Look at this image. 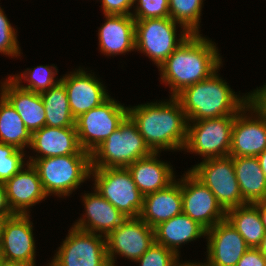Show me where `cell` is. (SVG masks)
Returning <instances> with one entry per match:
<instances>
[{
	"label": "cell",
	"instance_id": "cell-20",
	"mask_svg": "<svg viewBox=\"0 0 266 266\" xmlns=\"http://www.w3.org/2000/svg\"><path fill=\"white\" fill-rule=\"evenodd\" d=\"M0 92L20 115L30 133L46 126V111L40 93L22 89L10 77L1 82Z\"/></svg>",
	"mask_w": 266,
	"mask_h": 266
},
{
	"label": "cell",
	"instance_id": "cell-41",
	"mask_svg": "<svg viewBox=\"0 0 266 266\" xmlns=\"http://www.w3.org/2000/svg\"><path fill=\"white\" fill-rule=\"evenodd\" d=\"M261 169L266 177V149L257 156Z\"/></svg>",
	"mask_w": 266,
	"mask_h": 266
},
{
	"label": "cell",
	"instance_id": "cell-19",
	"mask_svg": "<svg viewBox=\"0 0 266 266\" xmlns=\"http://www.w3.org/2000/svg\"><path fill=\"white\" fill-rule=\"evenodd\" d=\"M7 199L15 214H30V207L40 203L45 194L35 167L27 162L12 178L4 182Z\"/></svg>",
	"mask_w": 266,
	"mask_h": 266
},
{
	"label": "cell",
	"instance_id": "cell-1",
	"mask_svg": "<svg viewBox=\"0 0 266 266\" xmlns=\"http://www.w3.org/2000/svg\"><path fill=\"white\" fill-rule=\"evenodd\" d=\"M223 65L215 42L202 34H191L158 67L162 83L175 97L183 89L209 78Z\"/></svg>",
	"mask_w": 266,
	"mask_h": 266
},
{
	"label": "cell",
	"instance_id": "cell-18",
	"mask_svg": "<svg viewBox=\"0 0 266 266\" xmlns=\"http://www.w3.org/2000/svg\"><path fill=\"white\" fill-rule=\"evenodd\" d=\"M82 197L85 213L73 223L75 228L106 237L127 219L95 189L92 193H84Z\"/></svg>",
	"mask_w": 266,
	"mask_h": 266
},
{
	"label": "cell",
	"instance_id": "cell-24",
	"mask_svg": "<svg viewBox=\"0 0 266 266\" xmlns=\"http://www.w3.org/2000/svg\"><path fill=\"white\" fill-rule=\"evenodd\" d=\"M159 156L160 153L153 152L150 156L136 160L127 167L134 183L144 196L165 189L176 180L172 166L163 160H158Z\"/></svg>",
	"mask_w": 266,
	"mask_h": 266
},
{
	"label": "cell",
	"instance_id": "cell-25",
	"mask_svg": "<svg viewBox=\"0 0 266 266\" xmlns=\"http://www.w3.org/2000/svg\"><path fill=\"white\" fill-rule=\"evenodd\" d=\"M155 243L167 247L180 257L179 247L206 237V230L188 215L181 213L154 227Z\"/></svg>",
	"mask_w": 266,
	"mask_h": 266
},
{
	"label": "cell",
	"instance_id": "cell-37",
	"mask_svg": "<svg viewBox=\"0 0 266 266\" xmlns=\"http://www.w3.org/2000/svg\"><path fill=\"white\" fill-rule=\"evenodd\" d=\"M248 104L266 119V83L248 92Z\"/></svg>",
	"mask_w": 266,
	"mask_h": 266
},
{
	"label": "cell",
	"instance_id": "cell-9",
	"mask_svg": "<svg viewBox=\"0 0 266 266\" xmlns=\"http://www.w3.org/2000/svg\"><path fill=\"white\" fill-rule=\"evenodd\" d=\"M235 116L188 121L187 139L183 151L200 155L202 159L228 156Z\"/></svg>",
	"mask_w": 266,
	"mask_h": 266
},
{
	"label": "cell",
	"instance_id": "cell-29",
	"mask_svg": "<svg viewBox=\"0 0 266 266\" xmlns=\"http://www.w3.org/2000/svg\"><path fill=\"white\" fill-rule=\"evenodd\" d=\"M46 111V126L53 128L75 127L65 86L59 82L40 93Z\"/></svg>",
	"mask_w": 266,
	"mask_h": 266
},
{
	"label": "cell",
	"instance_id": "cell-45",
	"mask_svg": "<svg viewBox=\"0 0 266 266\" xmlns=\"http://www.w3.org/2000/svg\"><path fill=\"white\" fill-rule=\"evenodd\" d=\"M0 266H27L18 262H8V261H4L2 260L0 263Z\"/></svg>",
	"mask_w": 266,
	"mask_h": 266
},
{
	"label": "cell",
	"instance_id": "cell-35",
	"mask_svg": "<svg viewBox=\"0 0 266 266\" xmlns=\"http://www.w3.org/2000/svg\"><path fill=\"white\" fill-rule=\"evenodd\" d=\"M179 258L172 250L154 243L135 262L139 263V266H174Z\"/></svg>",
	"mask_w": 266,
	"mask_h": 266
},
{
	"label": "cell",
	"instance_id": "cell-6",
	"mask_svg": "<svg viewBox=\"0 0 266 266\" xmlns=\"http://www.w3.org/2000/svg\"><path fill=\"white\" fill-rule=\"evenodd\" d=\"M93 189L127 218H138L144 195L137 188L128 168H91Z\"/></svg>",
	"mask_w": 266,
	"mask_h": 266
},
{
	"label": "cell",
	"instance_id": "cell-40",
	"mask_svg": "<svg viewBox=\"0 0 266 266\" xmlns=\"http://www.w3.org/2000/svg\"><path fill=\"white\" fill-rule=\"evenodd\" d=\"M259 208V214L266 232V201L255 203Z\"/></svg>",
	"mask_w": 266,
	"mask_h": 266
},
{
	"label": "cell",
	"instance_id": "cell-23",
	"mask_svg": "<svg viewBox=\"0 0 266 266\" xmlns=\"http://www.w3.org/2000/svg\"><path fill=\"white\" fill-rule=\"evenodd\" d=\"M183 213L181 178L167 188L146 194L139 218L154 228L159 223Z\"/></svg>",
	"mask_w": 266,
	"mask_h": 266
},
{
	"label": "cell",
	"instance_id": "cell-34",
	"mask_svg": "<svg viewBox=\"0 0 266 266\" xmlns=\"http://www.w3.org/2000/svg\"><path fill=\"white\" fill-rule=\"evenodd\" d=\"M134 4V20L169 17V0H134Z\"/></svg>",
	"mask_w": 266,
	"mask_h": 266
},
{
	"label": "cell",
	"instance_id": "cell-44",
	"mask_svg": "<svg viewBox=\"0 0 266 266\" xmlns=\"http://www.w3.org/2000/svg\"><path fill=\"white\" fill-rule=\"evenodd\" d=\"M7 217L0 216V249L2 245V236H3V228H4V222Z\"/></svg>",
	"mask_w": 266,
	"mask_h": 266
},
{
	"label": "cell",
	"instance_id": "cell-13",
	"mask_svg": "<svg viewBox=\"0 0 266 266\" xmlns=\"http://www.w3.org/2000/svg\"><path fill=\"white\" fill-rule=\"evenodd\" d=\"M154 243V228L147 225L139 217L127 218L106 236L109 264L110 266H116L115 259L117 255L135 262Z\"/></svg>",
	"mask_w": 266,
	"mask_h": 266
},
{
	"label": "cell",
	"instance_id": "cell-36",
	"mask_svg": "<svg viewBox=\"0 0 266 266\" xmlns=\"http://www.w3.org/2000/svg\"><path fill=\"white\" fill-rule=\"evenodd\" d=\"M100 2L104 15H131V8L134 6V0H100Z\"/></svg>",
	"mask_w": 266,
	"mask_h": 266
},
{
	"label": "cell",
	"instance_id": "cell-5",
	"mask_svg": "<svg viewBox=\"0 0 266 266\" xmlns=\"http://www.w3.org/2000/svg\"><path fill=\"white\" fill-rule=\"evenodd\" d=\"M152 153L136 123L127 115L118 129L91 153V168H127Z\"/></svg>",
	"mask_w": 266,
	"mask_h": 266
},
{
	"label": "cell",
	"instance_id": "cell-42",
	"mask_svg": "<svg viewBox=\"0 0 266 266\" xmlns=\"http://www.w3.org/2000/svg\"><path fill=\"white\" fill-rule=\"evenodd\" d=\"M174 266H207L206 262H189V261H182L180 262V258L175 262Z\"/></svg>",
	"mask_w": 266,
	"mask_h": 266
},
{
	"label": "cell",
	"instance_id": "cell-28",
	"mask_svg": "<svg viewBox=\"0 0 266 266\" xmlns=\"http://www.w3.org/2000/svg\"><path fill=\"white\" fill-rule=\"evenodd\" d=\"M0 142L25 150L31 143V133L20 115L0 93Z\"/></svg>",
	"mask_w": 266,
	"mask_h": 266
},
{
	"label": "cell",
	"instance_id": "cell-32",
	"mask_svg": "<svg viewBox=\"0 0 266 266\" xmlns=\"http://www.w3.org/2000/svg\"><path fill=\"white\" fill-rule=\"evenodd\" d=\"M23 150L0 142V181L5 182L27 164Z\"/></svg>",
	"mask_w": 266,
	"mask_h": 266
},
{
	"label": "cell",
	"instance_id": "cell-27",
	"mask_svg": "<svg viewBox=\"0 0 266 266\" xmlns=\"http://www.w3.org/2000/svg\"><path fill=\"white\" fill-rule=\"evenodd\" d=\"M244 238L250 248H257L265 235V229L256 204H244L226 210V218Z\"/></svg>",
	"mask_w": 266,
	"mask_h": 266
},
{
	"label": "cell",
	"instance_id": "cell-7",
	"mask_svg": "<svg viewBox=\"0 0 266 266\" xmlns=\"http://www.w3.org/2000/svg\"><path fill=\"white\" fill-rule=\"evenodd\" d=\"M176 26L182 28L180 34H177ZM189 35L170 17L135 20V50L149 57L157 68Z\"/></svg>",
	"mask_w": 266,
	"mask_h": 266
},
{
	"label": "cell",
	"instance_id": "cell-2",
	"mask_svg": "<svg viewBox=\"0 0 266 266\" xmlns=\"http://www.w3.org/2000/svg\"><path fill=\"white\" fill-rule=\"evenodd\" d=\"M145 143L154 153L183 150L187 139L188 119L175 97L128 107Z\"/></svg>",
	"mask_w": 266,
	"mask_h": 266
},
{
	"label": "cell",
	"instance_id": "cell-17",
	"mask_svg": "<svg viewBox=\"0 0 266 266\" xmlns=\"http://www.w3.org/2000/svg\"><path fill=\"white\" fill-rule=\"evenodd\" d=\"M207 266H236L250 248L225 219L206 231Z\"/></svg>",
	"mask_w": 266,
	"mask_h": 266
},
{
	"label": "cell",
	"instance_id": "cell-14",
	"mask_svg": "<svg viewBox=\"0 0 266 266\" xmlns=\"http://www.w3.org/2000/svg\"><path fill=\"white\" fill-rule=\"evenodd\" d=\"M265 149L266 119L247 103L235 116L229 156L257 157Z\"/></svg>",
	"mask_w": 266,
	"mask_h": 266
},
{
	"label": "cell",
	"instance_id": "cell-12",
	"mask_svg": "<svg viewBox=\"0 0 266 266\" xmlns=\"http://www.w3.org/2000/svg\"><path fill=\"white\" fill-rule=\"evenodd\" d=\"M183 213L201 225L206 231L224 221L226 210L209 188L188 169L181 176Z\"/></svg>",
	"mask_w": 266,
	"mask_h": 266
},
{
	"label": "cell",
	"instance_id": "cell-22",
	"mask_svg": "<svg viewBox=\"0 0 266 266\" xmlns=\"http://www.w3.org/2000/svg\"><path fill=\"white\" fill-rule=\"evenodd\" d=\"M98 30L99 50L106 56L135 51V20L131 15H104Z\"/></svg>",
	"mask_w": 266,
	"mask_h": 266
},
{
	"label": "cell",
	"instance_id": "cell-26",
	"mask_svg": "<svg viewBox=\"0 0 266 266\" xmlns=\"http://www.w3.org/2000/svg\"><path fill=\"white\" fill-rule=\"evenodd\" d=\"M235 175L243 200L255 204L266 201V177L257 157H233Z\"/></svg>",
	"mask_w": 266,
	"mask_h": 266
},
{
	"label": "cell",
	"instance_id": "cell-3",
	"mask_svg": "<svg viewBox=\"0 0 266 266\" xmlns=\"http://www.w3.org/2000/svg\"><path fill=\"white\" fill-rule=\"evenodd\" d=\"M218 74L186 87L175 98L188 121L236 116L248 103V94L237 95ZM228 84V85H227Z\"/></svg>",
	"mask_w": 266,
	"mask_h": 266
},
{
	"label": "cell",
	"instance_id": "cell-10",
	"mask_svg": "<svg viewBox=\"0 0 266 266\" xmlns=\"http://www.w3.org/2000/svg\"><path fill=\"white\" fill-rule=\"evenodd\" d=\"M46 266H110L106 237L72 226Z\"/></svg>",
	"mask_w": 266,
	"mask_h": 266
},
{
	"label": "cell",
	"instance_id": "cell-4",
	"mask_svg": "<svg viewBox=\"0 0 266 266\" xmlns=\"http://www.w3.org/2000/svg\"><path fill=\"white\" fill-rule=\"evenodd\" d=\"M38 172L47 196H70L90 179L91 154L81 149L77 154L28 159ZM81 184V185H80Z\"/></svg>",
	"mask_w": 266,
	"mask_h": 266
},
{
	"label": "cell",
	"instance_id": "cell-30",
	"mask_svg": "<svg viewBox=\"0 0 266 266\" xmlns=\"http://www.w3.org/2000/svg\"><path fill=\"white\" fill-rule=\"evenodd\" d=\"M57 67L55 65H39L35 68H27L22 74L20 73L9 76L13 79L22 89L33 91L35 93H42L49 88L58 84L61 79H56ZM27 84H21L22 80ZM29 83V84H28Z\"/></svg>",
	"mask_w": 266,
	"mask_h": 266
},
{
	"label": "cell",
	"instance_id": "cell-15",
	"mask_svg": "<svg viewBox=\"0 0 266 266\" xmlns=\"http://www.w3.org/2000/svg\"><path fill=\"white\" fill-rule=\"evenodd\" d=\"M30 214H15L4 222L0 256L4 261L36 266V246Z\"/></svg>",
	"mask_w": 266,
	"mask_h": 266
},
{
	"label": "cell",
	"instance_id": "cell-21",
	"mask_svg": "<svg viewBox=\"0 0 266 266\" xmlns=\"http://www.w3.org/2000/svg\"><path fill=\"white\" fill-rule=\"evenodd\" d=\"M29 148L37 153L36 157L29 156L28 159L77 154L82 149L76 127L53 128L48 126L31 133Z\"/></svg>",
	"mask_w": 266,
	"mask_h": 266
},
{
	"label": "cell",
	"instance_id": "cell-11",
	"mask_svg": "<svg viewBox=\"0 0 266 266\" xmlns=\"http://www.w3.org/2000/svg\"><path fill=\"white\" fill-rule=\"evenodd\" d=\"M189 171L209 188L225 210L247 204L239 189L232 156L202 160Z\"/></svg>",
	"mask_w": 266,
	"mask_h": 266
},
{
	"label": "cell",
	"instance_id": "cell-33",
	"mask_svg": "<svg viewBox=\"0 0 266 266\" xmlns=\"http://www.w3.org/2000/svg\"><path fill=\"white\" fill-rule=\"evenodd\" d=\"M17 33L0 6V54L11 58L21 56Z\"/></svg>",
	"mask_w": 266,
	"mask_h": 266
},
{
	"label": "cell",
	"instance_id": "cell-31",
	"mask_svg": "<svg viewBox=\"0 0 266 266\" xmlns=\"http://www.w3.org/2000/svg\"><path fill=\"white\" fill-rule=\"evenodd\" d=\"M204 0H169V17L190 34H200Z\"/></svg>",
	"mask_w": 266,
	"mask_h": 266
},
{
	"label": "cell",
	"instance_id": "cell-16",
	"mask_svg": "<svg viewBox=\"0 0 266 266\" xmlns=\"http://www.w3.org/2000/svg\"><path fill=\"white\" fill-rule=\"evenodd\" d=\"M60 79L65 86L70 110L75 119L98 107L110 97L108 90L95 73H87L82 67L65 74Z\"/></svg>",
	"mask_w": 266,
	"mask_h": 266
},
{
	"label": "cell",
	"instance_id": "cell-38",
	"mask_svg": "<svg viewBox=\"0 0 266 266\" xmlns=\"http://www.w3.org/2000/svg\"><path fill=\"white\" fill-rule=\"evenodd\" d=\"M236 266H266V258L257 248H249Z\"/></svg>",
	"mask_w": 266,
	"mask_h": 266
},
{
	"label": "cell",
	"instance_id": "cell-8",
	"mask_svg": "<svg viewBox=\"0 0 266 266\" xmlns=\"http://www.w3.org/2000/svg\"><path fill=\"white\" fill-rule=\"evenodd\" d=\"M128 115V107L111 96L98 107L75 120L80 147L90 154L97 149Z\"/></svg>",
	"mask_w": 266,
	"mask_h": 266
},
{
	"label": "cell",
	"instance_id": "cell-39",
	"mask_svg": "<svg viewBox=\"0 0 266 266\" xmlns=\"http://www.w3.org/2000/svg\"><path fill=\"white\" fill-rule=\"evenodd\" d=\"M13 215L15 213L9 205L4 182L0 181V216L11 217Z\"/></svg>",
	"mask_w": 266,
	"mask_h": 266
},
{
	"label": "cell",
	"instance_id": "cell-43",
	"mask_svg": "<svg viewBox=\"0 0 266 266\" xmlns=\"http://www.w3.org/2000/svg\"><path fill=\"white\" fill-rule=\"evenodd\" d=\"M257 249L266 258V232H265V235L260 242V245L257 247Z\"/></svg>",
	"mask_w": 266,
	"mask_h": 266
}]
</instances>
